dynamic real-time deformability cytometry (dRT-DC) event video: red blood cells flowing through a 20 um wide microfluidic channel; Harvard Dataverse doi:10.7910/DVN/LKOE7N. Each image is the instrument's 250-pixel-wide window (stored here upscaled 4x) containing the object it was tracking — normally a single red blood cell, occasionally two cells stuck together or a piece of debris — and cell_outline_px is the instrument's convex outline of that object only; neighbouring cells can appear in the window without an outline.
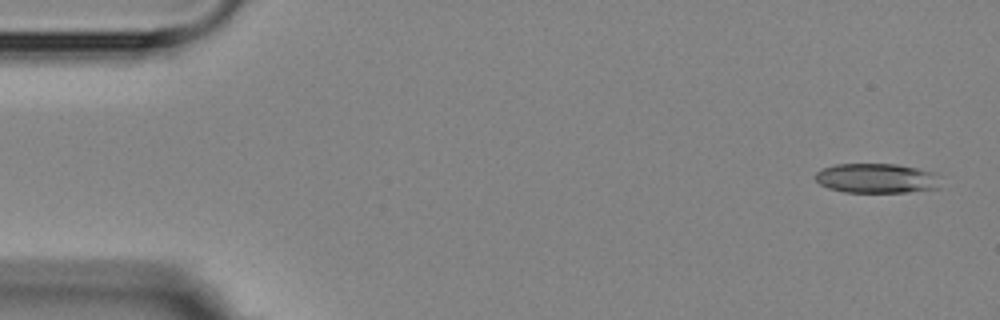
{"species": "Egyptian fruit bat (a non-hibernating species)", "species_latin": "Rousettus aegyptiacus", "temperature_condition": "room temperature", "stored_images_in_passage": 3, "camera_frame_rate_fps": 3000, "um_per_image_px": 0.085, "animal": {"sex": "female"}, "frame": {"image": 1, "passage_image": 1, "time_ms": 0.0, "image_size_px": [1000, 320], "cell_outline_px": [[940, 188], [908, 192], [844, 192], [828, 188], [820, 184], [816, 180], [816, 172], [820, 168], [836, 164], [896, 164], [936, 172], [940, 176]], "centroid_in_image_um": [74.54, 15.15], "position_along_channel_um": 10.5, "area_um2": 21.91}}